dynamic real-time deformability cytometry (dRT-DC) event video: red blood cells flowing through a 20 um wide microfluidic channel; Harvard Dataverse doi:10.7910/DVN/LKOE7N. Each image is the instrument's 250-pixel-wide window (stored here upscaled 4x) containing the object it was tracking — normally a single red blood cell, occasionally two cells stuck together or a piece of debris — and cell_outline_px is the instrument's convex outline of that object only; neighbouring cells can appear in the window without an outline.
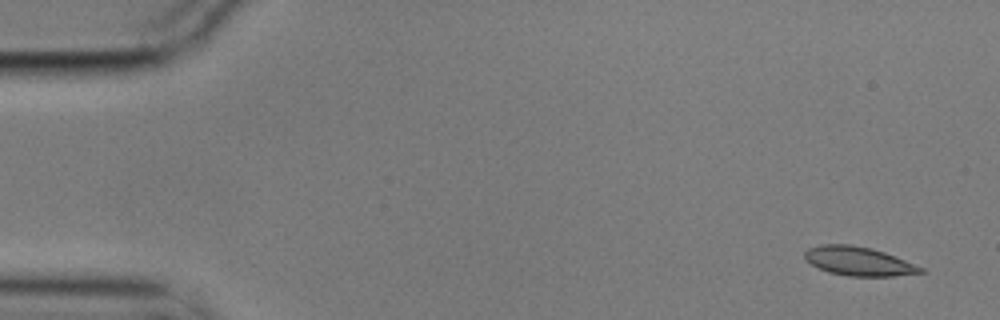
{"species": "common noctule bat (a hibernating species)", "species_latin": "Nyctalus noctula", "temperature_condition": "cold", "stored_images_in_passage": 5, "camera_frame_rate_fps": 3000, "um_per_image_px": 0.085, "animal": {"sex": "male", "body_mass_g": 17.9}, "frame": {"image": 1, "passage_image": 1, "time_ms": 0.0, "image_size_px": [1000, 320], "cell_outline_px": [[924, 272], [892, 276], [848, 276], [828, 272], [804, 260], [804, 252], [808, 248], [820, 244], [852, 244], [872, 248], [884, 252], [924, 268]], "centroid_in_image_um": [72.93, 22.19], "position_along_channel_um": 12.1, "area_um2": 19.48}}
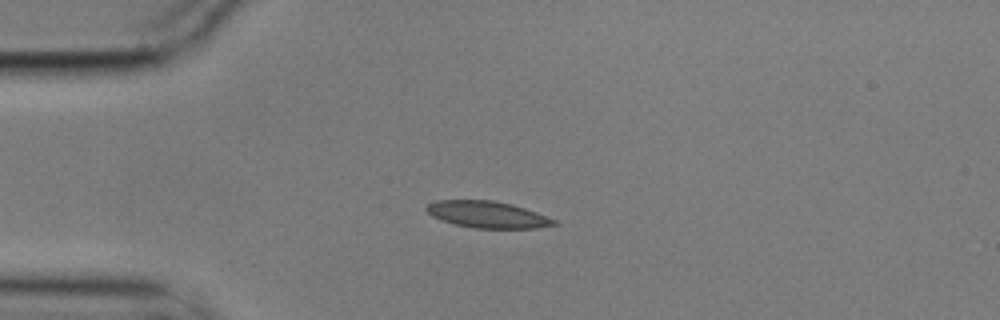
{"frame": {"image": 2, "passage_image": 4, "time_ms": 1.0, "image_size_px": [1000, 320], "cell_outline_px": [[560, 224], [536, 228], [476, 228], [456, 224], [432, 216], [424, 208], [428, 204], [436, 200], [492, 200], [512, 204], [536, 212], [556, 220]], "centroid_in_image_um": [41.45, 18.23], "position_along_channel_um": 43.5, "area_um2": 19.65}}